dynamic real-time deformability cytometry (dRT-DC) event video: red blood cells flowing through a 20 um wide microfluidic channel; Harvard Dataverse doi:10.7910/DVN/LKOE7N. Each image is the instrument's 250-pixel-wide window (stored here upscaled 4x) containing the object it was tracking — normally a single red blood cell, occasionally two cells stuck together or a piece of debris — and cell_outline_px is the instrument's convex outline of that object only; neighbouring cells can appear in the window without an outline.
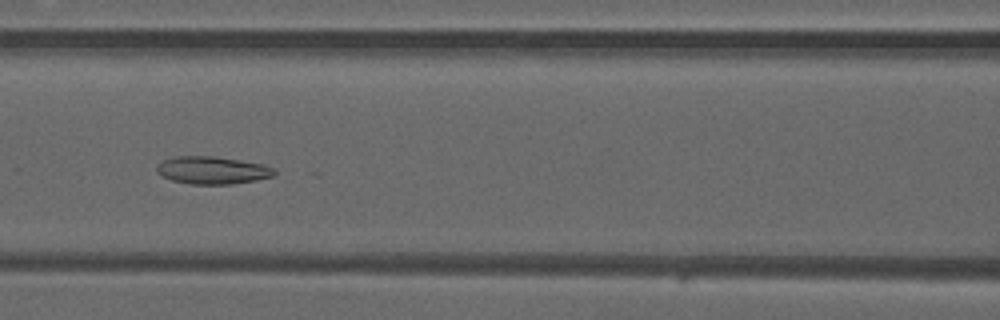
{"species": "common noctule bat (a hibernating species)", "species_latin": "Nyctalus noctula", "temperature_condition": "warm", "stored_images_in_passage": 7, "camera_frame_rate_fps": 3000, "um_per_image_px": 0.085, "animal": {"sex": "male", "forearm_length_mm": 52.5}, "frame": {"image": 1, "passage_image": 7, "time_ms": 2.0, "image_size_px": [1000, 320], "cell_outline_px": [[276, 172], [272, 176], [256, 180], [232, 184], [188, 184], [172, 180], [156, 172], [156, 164], [172, 156], [212, 156], [240, 160], [264, 164], [276, 168]], "centroid_in_image_um": [18.05, 14.46], "position_along_channel_um": 148.6, "area_um2": 19.02}}